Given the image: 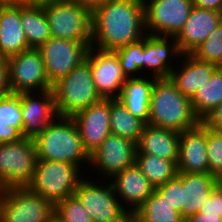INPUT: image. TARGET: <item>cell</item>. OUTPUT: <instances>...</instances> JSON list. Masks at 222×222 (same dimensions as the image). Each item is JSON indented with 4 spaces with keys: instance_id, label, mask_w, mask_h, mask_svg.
I'll return each instance as SVG.
<instances>
[{
    "instance_id": "1",
    "label": "cell",
    "mask_w": 222,
    "mask_h": 222,
    "mask_svg": "<svg viewBox=\"0 0 222 222\" xmlns=\"http://www.w3.org/2000/svg\"><path fill=\"white\" fill-rule=\"evenodd\" d=\"M91 46L115 51L144 38L145 5L142 0H108L91 12Z\"/></svg>"
},
{
    "instance_id": "2",
    "label": "cell",
    "mask_w": 222,
    "mask_h": 222,
    "mask_svg": "<svg viewBox=\"0 0 222 222\" xmlns=\"http://www.w3.org/2000/svg\"><path fill=\"white\" fill-rule=\"evenodd\" d=\"M200 120L170 78L156 79L151 93L148 125L182 133L196 127Z\"/></svg>"
},
{
    "instance_id": "3",
    "label": "cell",
    "mask_w": 222,
    "mask_h": 222,
    "mask_svg": "<svg viewBox=\"0 0 222 222\" xmlns=\"http://www.w3.org/2000/svg\"><path fill=\"white\" fill-rule=\"evenodd\" d=\"M33 140L37 159L71 163L79 168L83 163L90 166V156L72 117L58 116Z\"/></svg>"
},
{
    "instance_id": "4",
    "label": "cell",
    "mask_w": 222,
    "mask_h": 222,
    "mask_svg": "<svg viewBox=\"0 0 222 222\" xmlns=\"http://www.w3.org/2000/svg\"><path fill=\"white\" fill-rule=\"evenodd\" d=\"M51 90L59 116L72 117L102 99L95 88L91 67L86 60L53 83Z\"/></svg>"
},
{
    "instance_id": "5",
    "label": "cell",
    "mask_w": 222,
    "mask_h": 222,
    "mask_svg": "<svg viewBox=\"0 0 222 222\" xmlns=\"http://www.w3.org/2000/svg\"><path fill=\"white\" fill-rule=\"evenodd\" d=\"M80 170L75 164L37 159L34 177L28 187L55 206L74 195L78 183L84 177Z\"/></svg>"
},
{
    "instance_id": "6",
    "label": "cell",
    "mask_w": 222,
    "mask_h": 222,
    "mask_svg": "<svg viewBox=\"0 0 222 222\" xmlns=\"http://www.w3.org/2000/svg\"><path fill=\"white\" fill-rule=\"evenodd\" d=\"M36 161L33 139L0 144V190L28 187L34 177Z\"/></svg>"
},
{
    "instance_id": "7",
    "label": "cell",
    "mask_w": 222,
    "mask_h": 222,
    "mask_svg": "<svg viewBox=\"0 0 222 222\" xmlns=\"http://www.w3.org/2000/svg\"><path fill=\"white\" fill-rule=\"evenodd\" d=\"M55 206L29 187L0 191V222H50Z\"/></svg>"
},
{
    "instance_id": "8",
    "label": "cell",
    "mask_w": 222,
    "mask_h": 222,
    "mask_svg": "<svg viewBox=\"0 0 222 222\" xmlns=\"http://www.w3.org/2000/svg\"><path fill=\"white\" fill-rule=\"evenodd\" d=\"M51 37L91 41V11L74 0H58L44 7Z\"/></svg>"
},
{
    "instance_id": "9",
    "label": "cell",
    "mask_w": 222,
    "mask_h": 222,
    "mask_svg": "<svg viewBox=\"0 0 222 222\" xmlns=\"http://www.w3.org/2000/svg\"><path fill=\"white\" fill-rule=\"evenodd\" d=\"M83 177L74 192L93 222H122L130 213L121 205L111 182L102 185ZM99 185H98V184Z\"/></svg>"
},
{
    "instance_id": "10",
    "label": "cell",
    "mask_w": 222,
    "mask_h": 222,
    "mask_svg": "<svg viewBox=\"0 0 222 222\" xmlns=\"http://www.w3.org/2000/svg\"><path fill=\"white\" fill-rule=\"evenodd\" d=\"M8 85L11 93L52 89L38 48H30L8 58Z\"/></svg>"
},
{
    "instance_id": "11",
    "label": "cell",
    "mask_w": 222,
    "mask_h": 222,
    "mask_svg": "<svg viewBox=\"0 0 222 222\" xmlns=\"http://www.w3.org/2000/svg\"><path fill=\"white\" fill-rule=\"evenodd\" d=\"M91 41H72L51 37L38 49L41 52L45 72L51 84L67 76L85 59Z\"/></svg>"
},
{
    "instance_id": "12",
    "label": "cell",
    "mask_w": 222,
    "mask_h": 222,
    "mask_svg": "<svg viewBox=\"0 0 222 222\" xmlns=\"http://www.w3.org/2000/svg\"><path fill=\"white\" fill-rule=\"evenodd\" d=\"M146 34L176 37L192 10V0H145ZM148 32V33H147Z\"/></svg>"
},
{
    "instance_id": "13",
    "label": "cell",
    "mask_w": 222,
    "mask_h": 222,
    "mask_svg": "<svg viewBox=\"0 0 222 222\" xmlns=\"http://www.w3.org/2000/svg\"><path fill=\"white\" fill-rule=\"evenodd\" d=\"M85 60L90 64L94 85L100 97L118 99L128 78L121 69L116 53L90 46Z\"/></svg>"
},
{
    "instance_id": "14",
    "label": "cell",
    "mask_w": 222,
    "mask_h": 222,
    "mask_svg": "<svg viewBox=\"0 0 222 222\" xmlns=\"http://www.w3.org/2000/svg\"><path fill=\"white\" fill-rule=\"evenodd\" d=\"M137 144L110 133L90 156V166L110 179L135 163Z\"/></svg>"
},
{
    "instance_id": "15",
    "label": "cell",
    "mask_w": 222,
    "mask_h": 222,
    "mask_svg": "<svg viewBox=\"0 0 222 222\" xmlns=\"http://www.w3.org/2000/svg\"><path fill=\"white\" fill-rule=\"evenodd\" d=\"M36 93H20L24 138L34 139L59 116L52 90Z\"/></svg>"
},
{
    "instance_id": "16",
    "label": "cell",
    "mask_w": 222,
    "mask_h": 222,
    "mask_svg": "<svg viewBox=\"0 0 222 222\" xmlns=\"http://www.w3.org/2000/svg\"><path fill=\"white\" fill-rule=\"evenodd\" d=\"M85 151L91 156L111 133L110 99H101L72 116Z\"/></svg>"
},
{
    "instance_id": "17",
    "label": "cell",
    "mask_w": 222,
    "mask_h": 222,
    "mask_svg": "<svg viewBox=\"0 0 222 222\" xmlns=\"http://www.w3.org/2000/svg\"><path fill=\"white\" fill-rule=\"evenodd\" d=\"M177 172L209 173L207 127L202 122L180 134Z\"/></svg>"
},
{
    "instance_id": "18",
    "label": "cell",
    "mask_w": 222,
    "mask_h": 222,
    "mask_svg": "<svg viewBox=\"0 0 222 222\" xmlns=\"http://www.w3.org/2000/svg\"><path fill=\"white\" fill-rule=\"evenodd\" d=\"M181 55L175 37L146 34L143 38V73L147 68V71L150 70L148 73H152L147 74L149 76L157 79L170 78L171 71L175 66L172 64V59L178 57V60Z\"/></svg>"
},
{
    "instance_id": "19",
    "label": "cell",
    "mask_w": 222,
    "mask_h": 222,
    "mask_svg": "<svg viewBox=\"0 0 222 222\" xmlns=\"http://www.w3.org/2000/svg\"><path fill=\"white\" fill-rule=\"evenodd\" d=\"M110 182L121 205L130 214H133L155 189L135 163L116 174Z\"/></svg>"
},
{
    "instance_id": "20",
    "label": "cell",
    "mask_w": 222,
    "mask_h": 222,
    "mask_svg": "<svg viewBox=\"0 0 222 222\" xmlns=\"http://www.w3.org/2000/svg\"><path fill=\"white\" fill-rule=\"evenodd\" d=\"M222 22V13L193 7L183 29L175 37L181 54H191Z\"/></svg>"
},
{
    "instance_id": "21",
    "label": "cell",
    "mask_w": 222,
    "mask_h": 222,
    "mask_svg": "<svg viewBox=\"0 0 222 222\" xmlns=\"http://www.w3.org/2000/svg\"><path fill=\"white\" fill-rule=\"evenodd\" d=\"M180 58L182 59L181 64H179L178 70L173 68L170 80L183 95L191 99L219 66L199 60L192 54H182Z\"/></svg>"
},
{
    "instance_id": "22",
    "label": "cell",
    "mask_w": 222,
    "mask_h": 222,
    "mask_svg": "<svg viewBox=\"0 0 222 222\" xmlns=\"http://www.w3.org/2000/svg\"><path fill=\"white\" fill-rule=\"evenodd\" d=\"M28 49L21 25V5H0V54L8 59Z\"/></svg>"
},
{
    "instance_id": "23",
    "label": "cell",
    "mask_w": 222,
    "mask_h": 222,
    "mask_svg": "<svg viewBox=\"0 0 222 222\" xmlns=\"http://www.w3.org/2000/svg\"><path fill=\"white\" fill-rule=\"evenodd\" d=\"M180 134L147 124L137 143L136 154H149L164 160L178 161Z\"/></svg>"
},
{
    "instance_id": "24",
    "label": "cell",
    "mask_w": 222,
    "mask_h": 222,
    "mask_svg": "<svg viewBox=\"0 0 222 222\" xmlns=\"http://www.w3.org/2000/svg\"><path fill=\"white\" fill-rule=\"evenodd\" d=\"M218 185V179L209 173H183V219L199 213Z\"/></svg>"
},
{
    "instance_id": "25",
    "label": "cell",
    "mask_w": 222,
    "mask_h": 222,
    "mask_svg": "<svg viewBox=\"0 0 222 222\" xmlns=\"http://www.w3.org/2000/svg\"><path fill=\"white\" fill-rule=\"evenodd\" d=\"M147 77V78H146ZM156 77L128 78L118 98L136 118L146 125L149 121L150 98Z\"/></svg>"
},
{
    "instance_id": "26",
    "label": "cell",
    "mask_w": 222,
    "mask_h": 222,
    "mask_svg": "<svg viewBox=\"0 0 222 222\" xmlns=\"http://www.w3.org/2000/svg\"><path fill=\"white\" fill-rule=\"evenodd\" d=\"M22 128L20 93H10L0 98V144L23 139Z\"/></svg>"
},
{
    "instance_id": "27",
    "label": "cell",
    "mask_w": 222,
    "mask_h": 222,
    "mask_svg": "<svg viewBox=\"0 0 222 222\" xmlns=\"http://www.w3.org/2000/svg\"><path fill=\"white\" fill-rule=\"evenodd\" d=\"M21 25L30 48H39L51 38L44 7L21 5Z\"/></svg>"
},
{
    "instance_id": "28",
    "label": "cell",
    "mask_w": 222,
    "mask_h": 222,
    "mask_svg": "<svg viewBox=\"0 0 222 222\" xmlns=\"http://www.w3.org/2000/svg\"><path fill=\"white\" fill-rule=\"evenodd\" d=\"M190 100L193 112L200 122L222 103V67H219L212 77L199 87Z\"/></svg>"
},
{
    "instance_id": "29",
    "label": "cell",
    "mask_w": 222,
    "mask_h": 222,
    "mask_svg": "<svg viewBox=\"0 0 222 222\" xmlns=\"http://www.w3.org/2000/svg\"><path fill=\"white\" fill-rule=\"evenodd\" d=\"M145 123L136 118L118 99H110L111 133L138 143Z\"/></svg>"
},
{
    "instance_id": "30",
    "label": "cell",
    "mask_w": 222,
    "mask_h": 222,
    "mask_svg": "<svg viewBox=\"0 0 222 222\" xmlns=\"http://www.w3.org/2000/svg\"><path fill=\"white\" fill-rule=\"evenodd\" d=\"M136 222H184L181 213L173 209L155 189L133 213Z\"/></svg>"
},
{
    "instance_id": "31",
    "label": "cell",
    "mask_w": 222,
    "mask_h": 222,
    "mask_svg": "<svg viewBox=\"0 0 222 222\" xmlns=\"http://www.w3.org/2000/svg\"><path fill=\"white\" fill-rule=\"evenodd\" d=\"M177 162L149 154H136L135 164L154 188L164 185L177 174Z\"/></svg>"
},
{
    "instance_id": "32",
    "label": "cell",
    "mask_w": 222,
    "mask_h": 222,
    "mask_svg": "<svg viewBox=\"0 0 222 222\" xmlns=\"http://www.w3.org/2000/svg\"><path fill=\"white\" fill-rule=\"evenodd\" d=\"M114 52L118 56L121 69L127 78H140L142 76L143 38L137 42L116 49Z\"/></svg>"
},
{
    "instance_id": "33",
    "label": "cell",
    "mask_w": 222,
    "mask_h": 222,
    "mask_svg": "<svg viewBox=\"0 0 222 222\" xmlns=\"http://www.w3.org/2000/svg\"><path fill=\"white\" fill-rule=\"evenodd\" d=\"M191 54L199 60L222 67V22Z\"/></svg>"
},
{
    "instance_id": "34",
    "label": "cell",
    "mask_w": 222,
    "mask_h": 222,
    "mask_svg": "<svg viewBox=\"0 0 222 222\" xmlns=\"http://www.w3.org/2000/svg\"><path fill=\"white\" fill-rule=\"evenodd\" d=\"M54 217L60 222H93L92 217L75 195L55 205Z\"/></svg>"
},
{
    "instance_id": "35",
    "label": "cell",
    "mask_w": 222,
    "mask_h": 222,
    "mask_svg": "<svg viewBox=\"0 0 222 222\" xmlns=\"http://www.w3.org/2000/svg\"><path fill=\"white\" fill-rule=\"evenodd\" d=\"M207 157L209 174L219 180L222 177V131L207 127Z\"/></svg>"
},
{
    "instance_id": "36",
    "label": "cell",
    "mask_w": 222,
    "mask_h": 222,
    "mask_svg": "<svg viewBox=\"0 0 222 222\" xmlns=\"http://www.w3.org/2000/svg\"><path fill=\"white\" fill-rule=\"evenodd\" d=\"M155 190L164 197V200L173 207L176 211L181 213L183 203V172H177V174L161 185Z\"/></svg>"
},
{
    "instance_id": "37",
    "label": "cell",
    "mask_w": 222,
    "mask_h": 222,
    "mask_svg": "<svg viewBox=\"0 0 222 222\" xmlns=\"http://www.w3.org/2000/svg\"><path fill=\"white\" fill-rule=\"evenodd\" d=\"M199 213L205 215H219L222 218V186L218 185L212 192L207 203Z\"/></svg>"
},
{
    "instance_id": "38",
    "label": "cell",
    "mask_w": 222,
    "mask_h": 222,
    "mask_svg": "<svg viewBox=\"0 0 222 222\" xmlns=\"http://www.w3.org/2000/svg\"><path fill=\"white\" fill-rule=\"evenodd\" d=\"M202 123L211 130L222 131V103L215 107Z\"/></svg>"
},
{
    "instance_id": "39",
    "label": "cell",
    "mask_w": 222,
    "mask_h": 222,
    "mask_svg": "<svg viewBox=\"0 0 222 222\" xmlns=\"http://www.w3.org/2000/svg\"><path fill=\"white\" fill-rule=\"evenodd\" d=\"M10 93L8 85V59L0 54V98Z\"/></svg>"
},
{
    "instance_id": "40",
    "label": "cell",
    "mask_w": 222,
    "mask_h": 222,
    "mask_svg": "<svg viewBox=\"0 0 222 222\" xmlns=\"http://www.w3.org/2000/svg\"><path fill=\"white\" fill-rule=\"evenodd\" d=\"M193 6L222 13V0H192Z\"/></svg>"
},
{
    "instance_id": "41",
    "label": "cell",
    "mask_w": 222,
    "mask_h": 222,
    "mask_svg": "<svg viewBox=\"0 0 222 222\" xmlns=\"http://www.w3.org/2000/svg\"><path fill=\"white\" fill-rule=\"evenodd\" d=\"M186 222H222V218L219 215H205L203 213H197L194 216L189 217Z\"/></svg>"
},
{
    "instance_id": "42",
    "label": "cell",
    "mask_w": 222,
    "mask_h": 222,
    "mask_svg": "<svg viewBox=\"0 0 222 222\" xmlns=\"http://www.w3.org/2000/svg\"><path fill=\"white\" fill-rule=\"evenodd\" d=\"M79 2L84 7L88 8L91 12L98 6L104 4L108 0H74Z\"/></svg>"
},
{
    "instance_id": "43",
    "label": "cell",
    "mask_w": 222,
    "mask_h": 222,
    "mask_svg": "<svg viewBox=\"0 0 222 222\" xmlns=\"http://www.w3.org/2000/svg\"><path fill=\"white\" fill-rule=\"evenodd\" d=\"M58 0H26V6L45 7Z\"/></svg>"
},
{
    "instance_id": "44",
    "label": "cell",
    "mask_w": 222,
    "mask_h": 222,
    "mask_svg": "<svg viewBox=\"0 0 222 222\" xmlns=\"http://www.w3.org/2000/svg\"><path fill=\"white\" fill-rule=\"evenodd\" d=\"M0 5H25L26 0H0Z\"/></svg>"
},
{
    "instance_id": "45",
    "label": "cell",
    "mask_w": 222,
    "mask_h": 222,
    "mask_svg": "<svg viewBox=\"0 0 222 222\" xmlns=\"http://www.w3.org/2000/svg\"><path fill=\"white\" fill-rule=\"evenodd\" d=\"M122 222H136V218L133 214H130L125 220Z\"/></svg>"
},
{
    "instance_id": "46",
    "label": "cell",
    "mask_w": 222,
    "mask_h": 222,
    "mask_svg": "<svg viewBox=\"0 0 222 222\" xmlns=\"http://www.w3.org/2000/svg\"><path fill=\"white\" fill-rule=\"evenodd\" d=\"M50 222H60V221L54 217Z\"/></svg>"
},
{
    "instance_id": "47",
    "label": "cell",
    "mask_w": 222,
    "mask_h": 222,
    "mask_svg": "<svg viewBox=\"0 0 222 222\" xmlns=\"http://www.w3.org/2000/svg\"><path fill=\"white\" fill-rule=\"evenodd\" d=\"M219 185L222 186V177L218 180Z\"/></svg>"
}]
</instances>
